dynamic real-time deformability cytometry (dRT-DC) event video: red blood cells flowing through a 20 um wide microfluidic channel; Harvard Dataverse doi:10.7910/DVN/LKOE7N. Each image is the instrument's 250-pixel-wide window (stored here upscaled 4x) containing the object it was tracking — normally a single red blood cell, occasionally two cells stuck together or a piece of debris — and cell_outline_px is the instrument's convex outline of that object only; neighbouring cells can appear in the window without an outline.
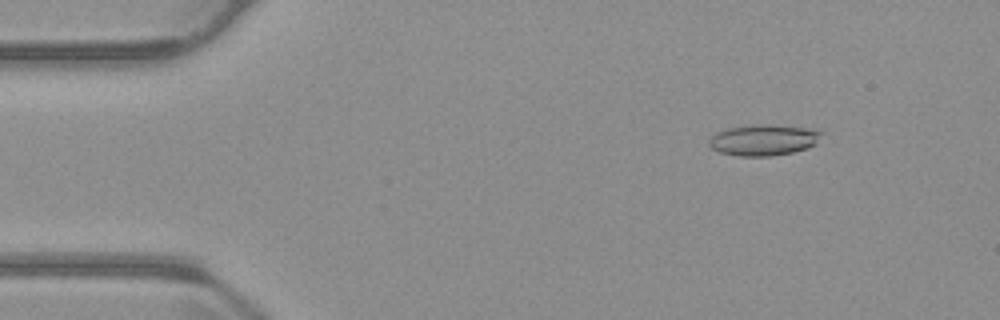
{"species": "common noctule bat (a hibernating species)", "species_latin": "Nyctalus noctula", "temperature_condition": "warm", "stored_images_in_passage": 55, "camera_frame_rate_fps": 3000, "um_per_image_px": 0.085, "animal": {"sex": "male", "body_mass_g": 23.1, "forearm_length_mm": 52.7}, "frame": {"image": 1, "passage_image": 7, "time_ms": 2.0, "image_size_px": [1000, 320], "cell_outline_px": [[824, 132], [816, 144], [808, 148], [792, 152], [772, 156], [740, 156], [720, 152], [712, 148], [708, 144], [708, 140], [716, 132], [728, 128], [752, 124], [768, 124], [804, 128]], "centroid_in_image_um": [64.89, 11.9], "position_along_channel_um": 20.1, "area_um2": 20.35}}
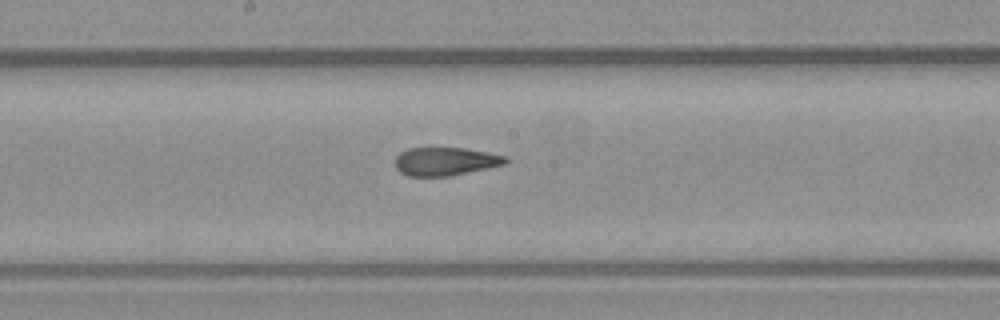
{"frame": {"image": 2, "passage_image": 29, "time_ms": 9.333, "image_size_px": [1000, 320], "cell_outline_px": [[508, 160], [504, 164], [448, 176], [408, 176], [400, 172], [396, 168], [396, 156], [400, 152], [408, 148], [428, 144], [464, 148], [488, 152], [508, 156]], "centroid_in_image_um": [37.8, 13.65], "position_along_channel_um": 210.4, "area_um2": 18.84}}
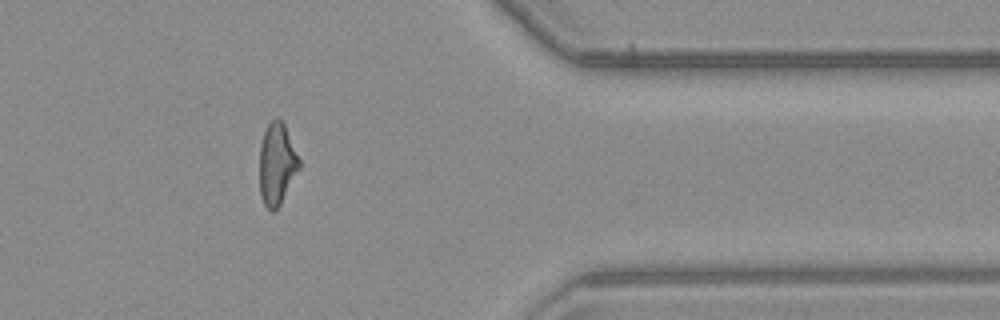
{"frame": {"image": 3, "passage_image": 45, "time_ms": 14.667, "image_size_px": [1000, 320], "cell_outline_px": [[300, 168], [280, 204], [272, 212], [264, 204], [260, 196], [260, 144], [264, 132], [268, 124], [276, 116], [284, 124], [300, 160]], "centroid_in_image_um": [23.53, 13.93], "position_along_channel_um": 387.9, "area_um2": 18.73}, "authors_computed_cell_mechanics": {"area_um2": 19.4208, "velocity_mm_per_s": 3.7441, "shape_relaxation_time_tau1_ms": null, "shape_relaxation_time_tau2_ms": 2.1833, "deformation_change_tau1": null, "deformation_change_tau2": 0.1039}}